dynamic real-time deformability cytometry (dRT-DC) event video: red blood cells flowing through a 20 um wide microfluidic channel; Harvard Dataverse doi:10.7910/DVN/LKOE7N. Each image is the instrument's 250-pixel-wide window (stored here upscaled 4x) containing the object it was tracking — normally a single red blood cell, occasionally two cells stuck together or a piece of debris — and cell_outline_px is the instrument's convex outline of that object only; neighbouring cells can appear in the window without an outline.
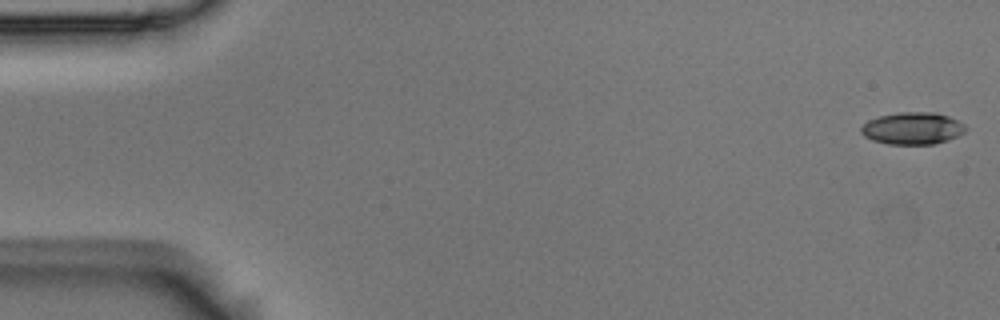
{"species": "Egyptian fruit bat (a non-hibernating species)", "species_latin": "Rousettus aegyptiacus", "temperature_condition": "room temperature", "stored_images_in_passage": 6, "camera_frame_rate_fps": 3000, "um_per_image_px": 0.085, "animal": {"sex": "male"}, "frame": {"image": 1, "passage_image": 1, "time_ms": 0.0, "image_size_px": [1000, 320], "cell_outline_px": [[968, 128], [964, 132], [948, 140], [932, 144], [888, 144], [872, 140], [864, 136], [860, 132], [860, 128], [868, 120], [880, 116], [900, 112], [936, 112], [948, 116], [964, 124]], "centroid_in_image_um": [77.56, 10.91], "position_along_channel_um": 7.4, "area_um2": 19.54}}
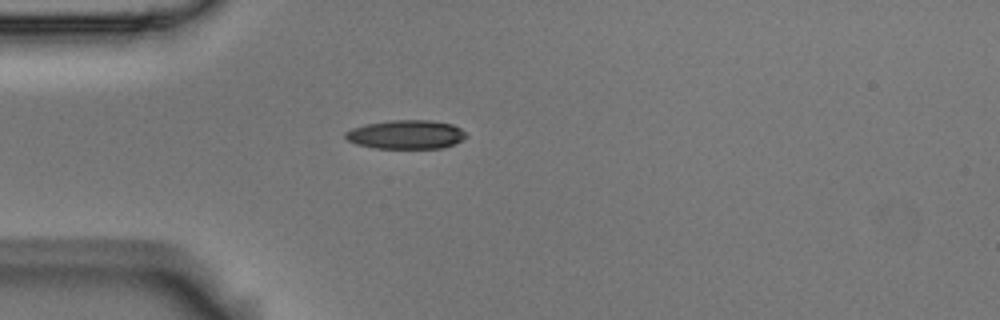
{"frame": {"image": 2, "passage_image": 5, "time_ms": 1.333, "image_size_px": [1000, 320], "cell_outline_px": [[468, 136], [444, 148], [376, 148], [356, 144], [348, 140], [344, 136], [344, 132], [352, 128], [368, 124], [388, 120], [432, 120], [452, 124], [460, 128]], "centroid_in_image_um": [34.5, 11.43], "position_along_channel_um": 50.5, "area_um2": 20.23}}